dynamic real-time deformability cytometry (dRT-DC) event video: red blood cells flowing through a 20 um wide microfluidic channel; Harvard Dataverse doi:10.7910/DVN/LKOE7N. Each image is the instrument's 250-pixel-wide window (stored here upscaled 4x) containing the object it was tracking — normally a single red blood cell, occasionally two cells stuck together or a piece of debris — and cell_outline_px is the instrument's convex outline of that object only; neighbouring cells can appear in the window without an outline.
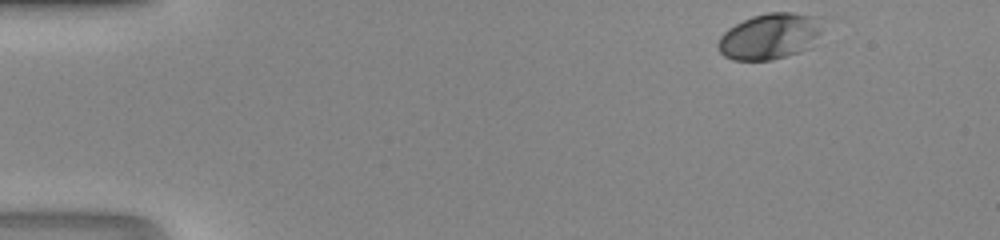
{"species": "human", "species_latin": "Homo sapiens", "temperature_condition": "room temperature", "stored_images_in_passage": 36, "camera_frame_rate_fps": 3000, "um_per_image_px": 0.085, "donor": {"sex": "male"}, "frame": {"image": 1, "passage_image": 1, "time_ms": 0.0, "image_size_px": [1000, 240], "cell_outline_px": [[820, 32], [812, 48], [772, 60], [732, 60], [724, 56], [720, 52], [716, 44], [720, 36], [728, 28], [752, 16], [768, 12], [792, 12], [820, 16]], "centroid_in_image_um": [65.43, 3.08], "position_along_channel_um": 19.6, "area_um2": 28.21}}
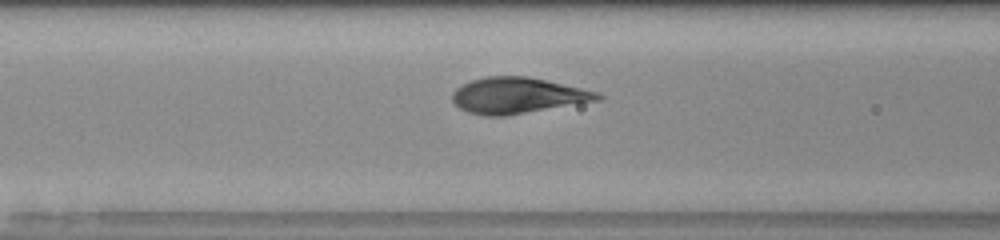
{"frame": {"image": 2, "passage_image": 16, "time_ms": 5.0, "image_size_px": [1000, 240], "cell_outline_px": [[604, 96], [600, 100], [508, 116], [484, 116], [468, 112], [460, 108], [452, 100], [452, 92], [456, 88], [472, 80], [484, 76], [528, 76], [548, 80], [600, 92]], "centroid_in_image_um": [44.03, 8.12], "position_along_channel_um": 122.6, "area_um2": 30.75}}
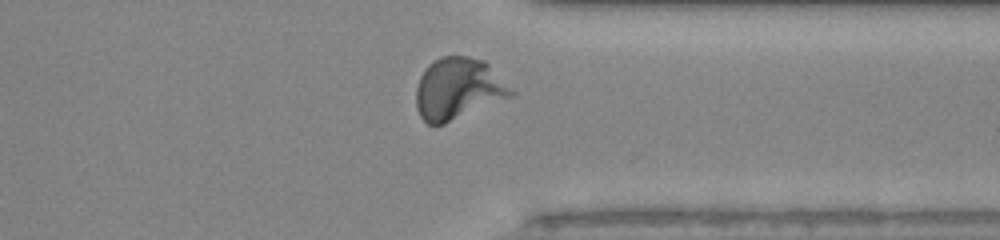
{"frame": {"image": 3, "passage_image": 33, "time_ms": 10.667, "image_size_px": [1000, 240], "cell_outline_px": [[516, 96], [444, 124], [428, 124], [420, 116], [416, 108], [416, 88], [420, 76], [428, 64], [440, 56], [468, 56], [484, 60], [516, 92]], "centroid_in_image_um": [38.97, 7.55], "position_along_channel_um": 372.4, "area_um2": 34.51}}